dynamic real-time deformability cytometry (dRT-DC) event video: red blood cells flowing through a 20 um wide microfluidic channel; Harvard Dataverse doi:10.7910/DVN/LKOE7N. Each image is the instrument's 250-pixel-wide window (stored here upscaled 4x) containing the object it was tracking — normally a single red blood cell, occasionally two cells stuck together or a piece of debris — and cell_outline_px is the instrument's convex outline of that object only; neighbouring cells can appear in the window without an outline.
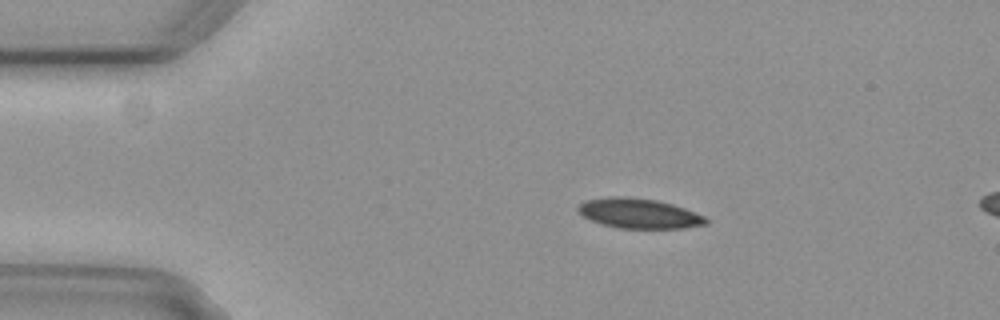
{"species": "common noctule bat (a hibernating species)", "species_latin": "Nyctalus noctula", "temperature_condition": "cold", "stored_images_in_passage": 3, "segment_of_instrument_passage": [1, 2], "camera_frame_rate_fps": 3000, "um_per_image_px": 0.085, "animal": {"sex": "female", "body_mass_g": 29.2, "forearm_length_mm": 56.3}, "frame": {"image": 1, "passage_image": 1, "time_ms": 0.0, "image_size_px": [1000, 320], "cell_outline_px": [[708, 224], [684, 228], [620, 228], [600, 224], [584, 216], [576, 208], [584, 200], [608, 196], [628, 196], [656, 200], [672, 204], [684, 208], [704, 216], [708, 220]], "centroid_in_image_um": [54.3, 18.13], "position_along_channel_um": 30.7, "area_um2": 22.31}}